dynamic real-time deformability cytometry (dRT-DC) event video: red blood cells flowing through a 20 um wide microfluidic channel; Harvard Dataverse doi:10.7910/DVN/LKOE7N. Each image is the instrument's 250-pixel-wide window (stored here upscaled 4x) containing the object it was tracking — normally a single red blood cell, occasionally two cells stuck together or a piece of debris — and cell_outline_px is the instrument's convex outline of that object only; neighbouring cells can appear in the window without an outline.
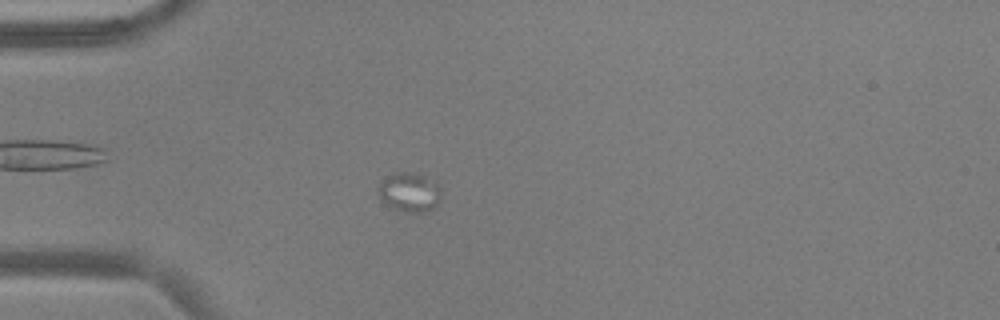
{"species": "common noctule bat (a hibernating species)", "species_latin": "Nyctalus noctula", "temperature_condition": "warm", "stored_images_in_passage": 30, "camera_frame_rate_fps": 3000, "um_per_image_px": 0.085, "animal": {"sex": "male", "body_mass_g": 17.9, "forearm_length_mm": 54.2}, "frame": {"image": 1, "passage_image": 17, "time_ms": 5.333, "image_size_px": [1000, 320], "cell_outline_px": [[440, 200], [428, 212], [408, 212], [396, 208], [380, 200], [376, 188], [388, 176], [396, 172], [416, 172], [436, 180], [440, 188]], "centroid_in_image_um": [34.83, 16.31], "position_along_channel_um": 50.2, "area_um2": 14.45}}
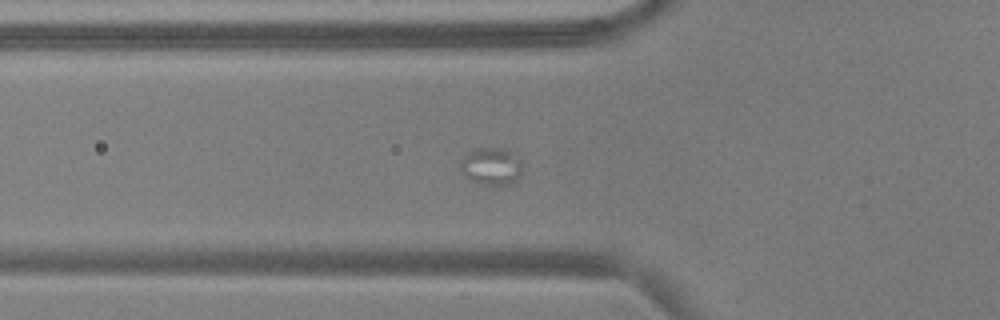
{"frame": {"image": 2, "passage_image": 21, "time_ms": 6.667, "image_size_px": [1000, 320], "cell_outline_px": [[520, 176], [516, 180], [508, 184], [488, 184], [464, 176], [460, 168], [460, 164], [476, 148], [504, 148], [520, 160]], "centroid_in_image_um": [41.79, 14.12], "position_along_channel_um": 84.0, "area_um2": 12.66}}
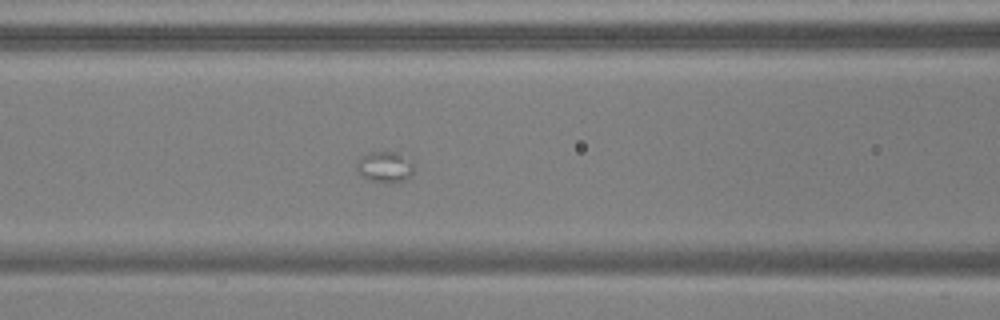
{"frame": {"image": 3, "passage_image": 25, "time_ms": 8.0, "image_size_px": [1000, 320], "cell_outline_px": [[412, 172], [404, 180], [392, 184], [384, 184], [368, 180], [360, 176], [356, 172], [356, 164], [368, 152], [396, 152], [412, 160]], "centroid_in_image_um": [32.68, 14.23], "position_along_channel_um": 133.9, "area_um2": 10.46}}